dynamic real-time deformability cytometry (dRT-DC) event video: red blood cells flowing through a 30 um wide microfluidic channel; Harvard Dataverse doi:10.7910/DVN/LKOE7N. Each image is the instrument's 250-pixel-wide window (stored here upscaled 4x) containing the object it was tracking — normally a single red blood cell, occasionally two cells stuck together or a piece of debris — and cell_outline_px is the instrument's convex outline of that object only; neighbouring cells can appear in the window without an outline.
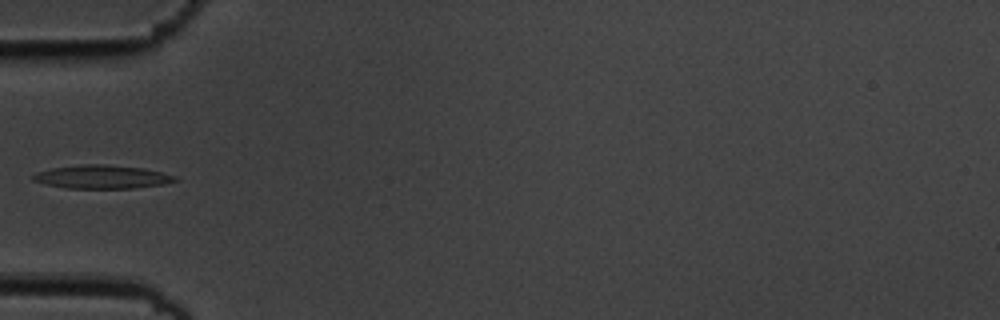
{"species": "common noctule bat (a hibernating species)", "species_latin": "Nyctalus noctula", "temperature_condition": "cold", "stored_images_in_passage": 6, "camera_frame_rate_fps": 3000, "um_per_image_px": 0.085, "animal": {"sex": "male", "body_mass_g": 19.5, "forearm_length_mm": 54.6}, "frame": {"image": 1, "passage_image": 5, "time_ms": 1.333, "image_size_px": [1000, 320], "cell_outline_px": [[180, 180], [164, 184], [136, 188], [68, 188], [48, 184], [32, 180], [32, 176], [36, 172], [52, 168], [80, 164], [104, 164], [144, 168], [176, 176]], "centroid_in_image_um": [8.7, 15.03], "position_along_channel_um": 76.3, "area_um2": 19.36}}
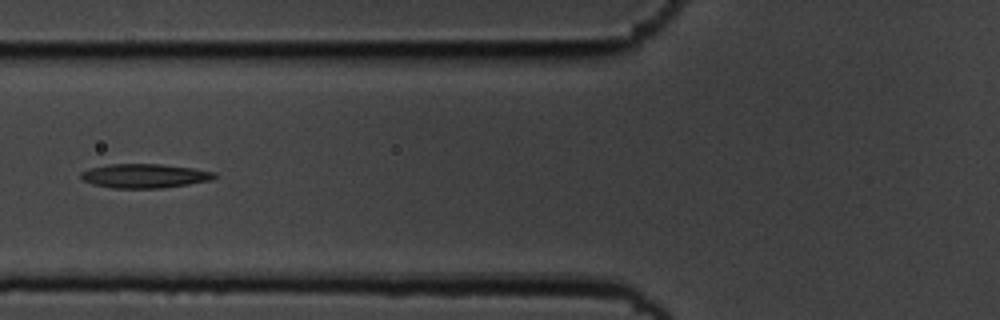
{"frame": {"image": 2, "passage_image": 6, "time_ms": 1.667, "image_size_px": [1000, 320], "cell_outline_px": [[216, 176], [212, 180], [188, 184], [160, 188], [112, 188], [92, 184], [84, 180], [80, 176], [80, 172], [92, 168], [108, 164], [160, 164], [196, 168], [216, 172]], "centroid_in_image_um": [12.32, 14.94], "position_along_channel_um": 113.5, "area_um2": 18.79}}